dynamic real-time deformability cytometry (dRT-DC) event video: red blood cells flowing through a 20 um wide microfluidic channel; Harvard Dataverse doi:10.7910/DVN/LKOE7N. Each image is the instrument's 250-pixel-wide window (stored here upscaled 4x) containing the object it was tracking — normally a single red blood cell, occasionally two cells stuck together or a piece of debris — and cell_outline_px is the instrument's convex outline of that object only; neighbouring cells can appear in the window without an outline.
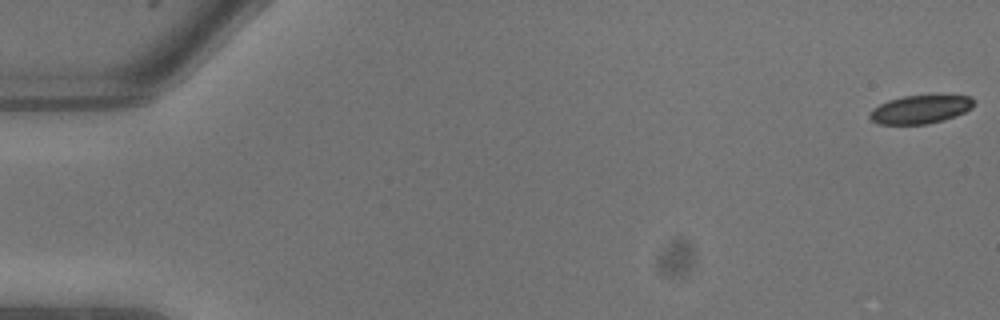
{"species": "common noctule bat (a hibernating species)", "species_latin": "Nyctalus noctula", "temperature_condition": "warm", "stored_images_in_passage": 12, "camera_frame_rate_fps": 3000, "um_per_image_px": 0.085, "animal": {"sex": "male", "body_mass_g": 13.3}, "frame": {"image": 1, "passage_image": 1, "time_ms": 0.0, "image_size_px": [1000, 320], "cell_outline_px": [[976, 104], [972, 108], [956, 116], [944, 120], [928, 124], [876, 124], [868, 116], [872, 108], [888, 100], [904, 96], [972, 96], [976, 100]], "centroid_in_image_um": [78.24, 9.3], "position_along_channel_um": 6.8, "area_um2": 17.28}}